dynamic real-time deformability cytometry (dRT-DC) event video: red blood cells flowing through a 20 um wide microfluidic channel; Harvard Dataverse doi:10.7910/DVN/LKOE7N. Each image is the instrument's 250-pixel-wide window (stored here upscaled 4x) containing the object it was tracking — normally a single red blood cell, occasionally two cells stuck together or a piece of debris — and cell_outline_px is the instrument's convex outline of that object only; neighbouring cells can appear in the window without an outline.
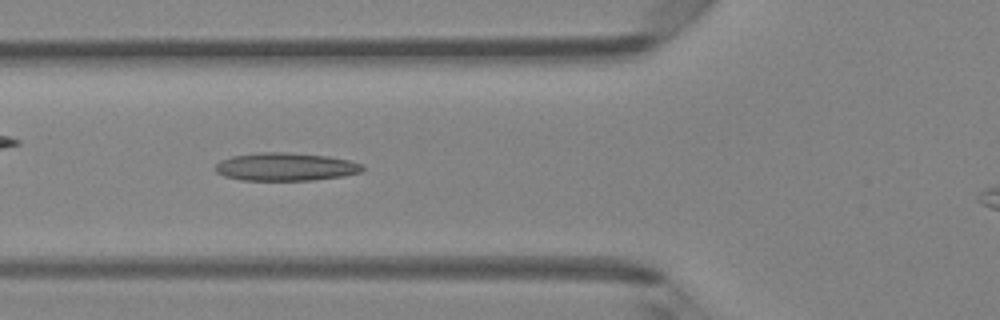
{"species": "Egyptian fruit bat (a non-hibernating species)", "species_latin": "Rousettus aegyptiacus", "temperature_condition": "room temperature", "stored_images_in_passage": 33, "camera_frame_rate_fps": 3000, "um_per_image_px": 0.085, "animal": {"sex": "female"}, "frame": {"image": 1, "passage_image": 8, "time_ms": 2.333, "image_size_px": [1000, 320], "cell_outline_px": [[364, 168], [360, 172], [344, 176], [312, 180], [240, 180], [224, 176], [216, 172], [212, 168], [220, 160], [232, 156], [260, 152], [288, 152], [328, 156], [348, 160], [364, 164]], "centroid_in_image_um": [24.25, 14.17], "position_along_channel_um": 101.6, "area_um2": 24.22}}
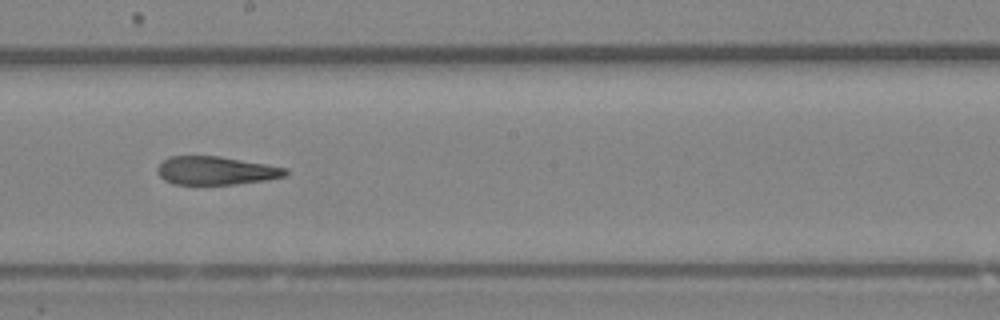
{"frame": {"image": 2, "passage_image": 17, "time_ms": 5.333, "image_size_px": [1000, 320], "cell_outline_px": [[288, 172], [284, 176], [264, 180], [236, 184], [172, 184], [164, 180], [156, 172], [156, 168], [168, 156], [220, 156], [288, 168]], "centroid_in_image_um": [18.31, 14.5], "position_along_channel_um": 229.9, "area_um2": 21.1}}
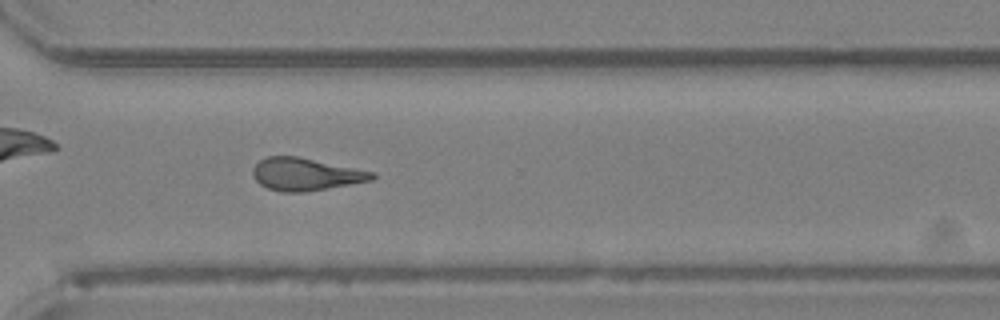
{"frame": {"image": 3, "passage_image": 25, "time_ms": 8.0, "image_size_px": [1000, 320], "cell_outline_px": [[376, 176], [372, 180], [304, 192], [280, 192], [268, 188], [260, 184], [252, 176], [252, 168], [260, 160], [268, 156], [296, 156], [376, 172]], "centroid_in_image_um": [25.96, 14.81], "position_along_channel_um": 344.6, "area_um2": 22.48}}